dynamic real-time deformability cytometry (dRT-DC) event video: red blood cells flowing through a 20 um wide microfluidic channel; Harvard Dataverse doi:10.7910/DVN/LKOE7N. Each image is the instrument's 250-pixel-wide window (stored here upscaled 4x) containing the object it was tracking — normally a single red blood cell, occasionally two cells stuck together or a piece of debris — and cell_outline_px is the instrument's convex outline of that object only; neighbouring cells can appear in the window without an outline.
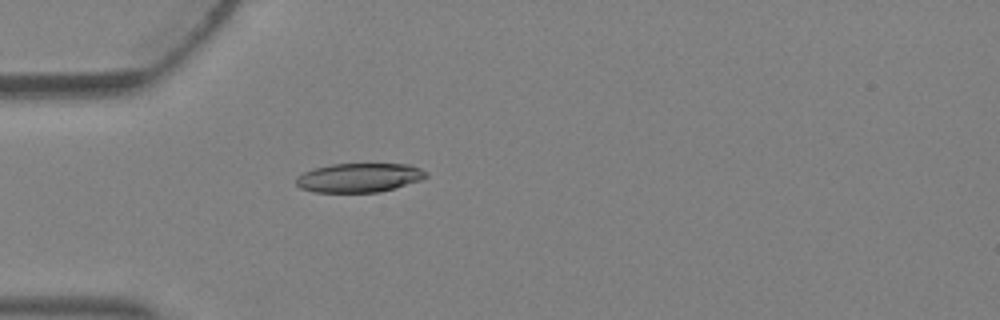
{"species": "Egyptian fruit bat (a non-hibernating species)", "species_latin": "Rousettus aegyptiacus", "temperature_condition": "warm", "stored_images_in_passage": 1, "camera_frame_rate_fps": 3000, "um_per_image_px": 0.085, "animal": {"sex": "female"}, "frame": {"image": 1, "passage_image": 1, "time_ms": 0.0, "image_size_px": [1000, 320], "cell_outline_px": [[428, 176], [420, 180], [380, 192], [316, 192], [300, 188], [296, 184], [296, 176], [304, 172], [316, 168], [332, 164], [408, 164], [420, 168], [428, 172]], "centroid_in_image_um": [30.53, 15.1], "position_along_channel_um": 54.5, "area_um2": 21.91}}